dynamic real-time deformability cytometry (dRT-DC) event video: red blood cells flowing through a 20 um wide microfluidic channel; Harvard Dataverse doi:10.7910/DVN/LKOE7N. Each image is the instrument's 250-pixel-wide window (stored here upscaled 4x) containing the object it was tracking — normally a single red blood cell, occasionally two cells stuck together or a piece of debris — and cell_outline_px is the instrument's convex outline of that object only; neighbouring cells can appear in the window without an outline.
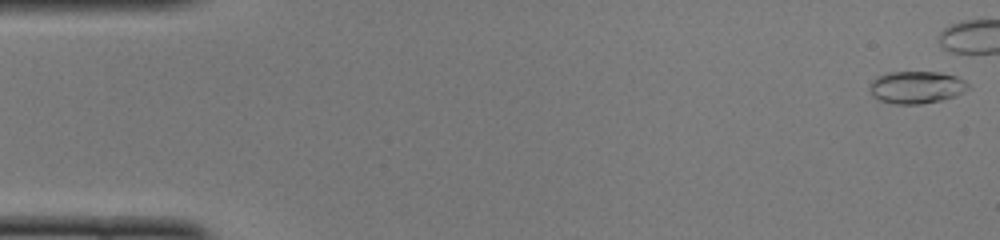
{"species": "common noctule bat (a hibernating species)", "species_latin": "Nyctalus noctula", "temperature_condition": "cold", "stored_images_in_passage": 39, "camera_frame_rate_fps": 3000, "um_per_image_px": 0.085, "animal": {"sex": "female", "body_mass_g": 22.0, "forearm_length_mm": 56.7}, "frame": {"image": 1, "passage_image": 1, "time_ms": 0.0, "image_size_px": [1000, 240], "cell_outline_px": [[972, 88], [956, 96], [940, 100], [920, 104], [892, 104], [880, 100], [872, 96], [868, 88], [872, 80], [876, 76], [888, 72], [940, 72], [956, 76], [964, 80]], "centroid_in_image_um": [77.89, 7.42], "position_along_channel_um": 7.1, "area_um2": 18.84}}